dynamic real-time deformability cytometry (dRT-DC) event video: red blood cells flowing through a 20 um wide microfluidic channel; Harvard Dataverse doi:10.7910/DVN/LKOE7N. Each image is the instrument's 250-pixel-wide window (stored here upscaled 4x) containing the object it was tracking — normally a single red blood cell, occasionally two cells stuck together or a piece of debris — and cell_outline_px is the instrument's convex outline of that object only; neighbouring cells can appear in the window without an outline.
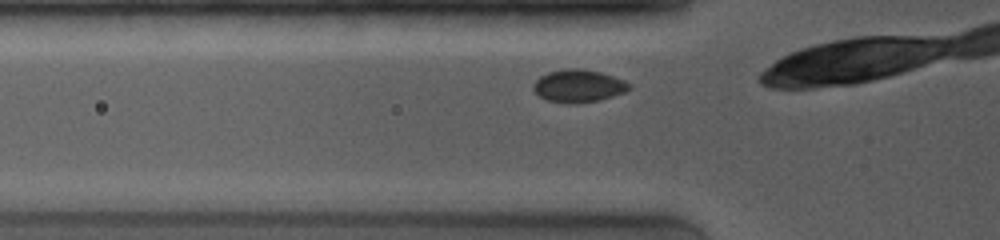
{"species": "common noctule bat (a hibernating species)", "species_latin": "Nyctalus noctula", "temperature_condition": "room temperature", "stored_images_in_passage": 18, "camera_frame_rate_fps": 4000, "um_per_image_px": 0.085, "animal": {"sex": "female", "body_mass_g": 19.0, "forearm_length_mm": 53.3}, "frame": {"image": 1, "passage_image": 3, "time_ms": 0.5, "image_size_px": [1000, 240], "cell_outline_px": [[632, 88], [624, 92], [600, 100], [576, 104], [564, 104], [548, 100], [540, 96], [532, 88], [532, 84], [540, 76], [548, 72], [564, 68], [580, 68], [600, 72], [624, 80], [632, 84]], "centroid_in_image_um": [49.17, 7.31], "position_along_channel_um": 76.6, "area_um2": 18.44}}
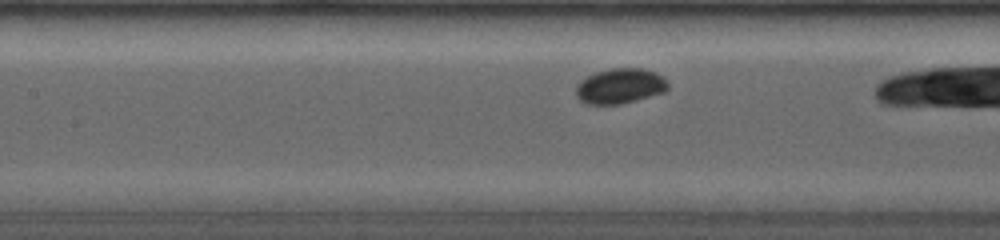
{"frame": {"image": 2, "passage_image": 11, "time_ms": 2.5, "image_size_px": [1000, 240], "cell_outline_px": [[668, 88], [664, 92], [636, 100], [620, 104], [584, 104], [576, 96], [576, 88], [580, 80], [596, 72], [612, 68], [644, 68], [656, 72], [668, 80]], "centroid_in_image_um": [52.71, 7.31], "position_along_channel_um": 154.7, "area_um2": 18.96}}